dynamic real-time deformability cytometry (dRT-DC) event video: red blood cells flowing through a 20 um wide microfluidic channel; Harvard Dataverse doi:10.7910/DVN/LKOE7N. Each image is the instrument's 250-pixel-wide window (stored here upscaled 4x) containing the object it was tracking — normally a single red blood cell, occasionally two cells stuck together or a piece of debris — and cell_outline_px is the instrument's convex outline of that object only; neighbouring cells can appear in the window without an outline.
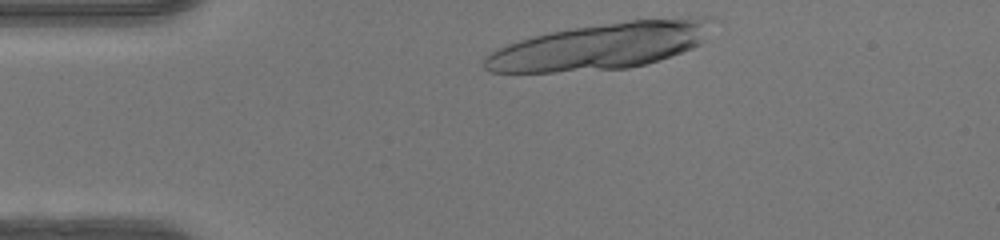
{"species": "human", "species_latin": "Homo sapiens", "temperature_condition": "warm", "stored_images_in_passage": 34, "segment_of_instrument_passage": [1, 2], "camera_frame_rate_fps": 3000, "um_per_image_px": 0.085, "donor": {"sex": "female"}, "frame": {"image": 1, "passage_image": 1, "time_ms": 0.0, "image_size_px": [1000, 240], "cell_outline_px": [[708, 20], [704, 40], [700, 44], [692, 48], [660, 60], [628, 68], [556, 72], [492, 72], [484, 68], [480, 64], [484, 56], [496, 48], [532, 36], [548, 32], [572, 28], [632, 20], [700, 16], [708, 16]], "centroid_in_image_um": [50.96, 3.93], "position_along_channel_um": 34.0, "area_um2": 61.21}}